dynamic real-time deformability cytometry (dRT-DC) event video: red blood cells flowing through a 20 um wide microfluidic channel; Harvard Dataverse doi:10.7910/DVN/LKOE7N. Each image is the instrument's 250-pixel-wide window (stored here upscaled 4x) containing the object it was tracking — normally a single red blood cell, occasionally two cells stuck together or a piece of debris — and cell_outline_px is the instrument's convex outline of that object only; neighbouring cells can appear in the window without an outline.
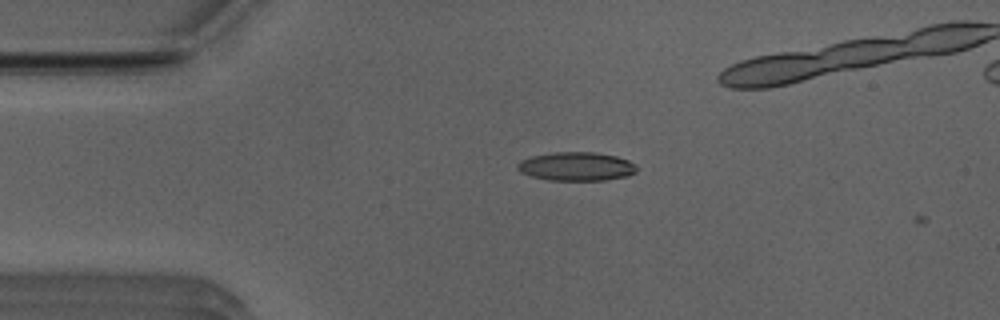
{"species": "Egyptian fruit bat (a non-hibernating species)", "species_latin": "Rousettus aegyptiacus", "temperature_condition": "room temperature", "stored_images_in_passage": 3, "camera_frame_rate_fps": 3000, "um_per_image_px": 0.085, "animal": {"sex": "male"}, "frame": {"image": 1, "passage_image": 2, "time_ms": 0.333, "image_size_px": [1000, 320], "cell_outline_px": [[636, 172], [628, 176], [604, 180], [548, 180], [532, 176], [520, 172], [516, 168], [516, 164], [520, 160], [532, 156], [552, 152], [596, 152], [616, 156], [628, 160], [636, 164]], "centroid_in_image_um": [48.98, 14.14], "position_along_channel_um": 36.0, "area_um2": 20.06}}